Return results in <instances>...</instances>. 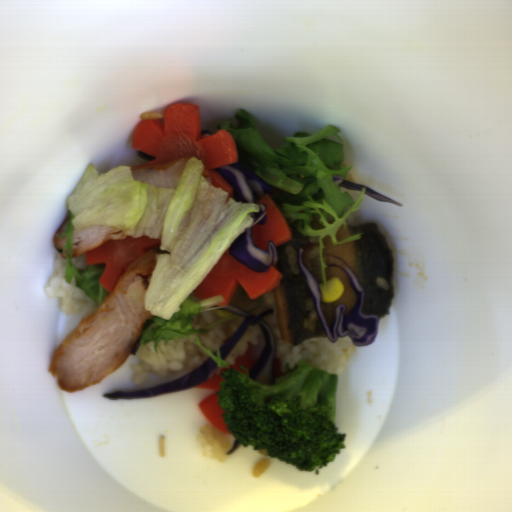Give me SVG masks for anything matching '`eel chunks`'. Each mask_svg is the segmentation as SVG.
I'll return each mask as SVG.
<instances>
[{
	"mask_svg": "<svg viewBox=\"0 0 512 512\" xmlns=\"http://www.w3.org/2000/svg\"><path fill=\"white\" fill-rule=\"evenodd\" d=\"M291 239L276 246L278 261L274 266L281 274L279 286L271 289L282 341L300 345L310 338H329L317 314L311 291L298 266V249L304 265L317 283L323 285L318 238L301 235L297 220L284 217Z\"/></svg>",
	"mask_w": 512,
	"mask_h": 512,
	"instance_id": "obj_1",
	"label": "eel chunks"
},
{
	"mask_svg": "<svg viewBox=\"0 0 512 512\" xmlns=\"http://www.w3.org/2000/svg\"><path fill=\"white\" fill-rule=\"evenodd\" d=\"M362 234L358 240L333 244L329 235L323 239L324 254L338 256L347 263L364 289L362 314L385 318L391 312L394 293V254L377 221L360 225H342L335 233L337 241Z\"/></svg>",
	"mask_w": 512,
	"mask_h": 512,
	"instance_id": "obj_2",
	"label": "eel chunks"
},
{
	"mask_svg": "<svg viewBox=\"0 0 512 512\" xmlns=\"http://www.w3.org/2000/svg\"><path fill=\"white\" fill-rule=\"evenodd\" d=\"M324 277L327 283L332 278H339L344 286V292L338 300L334 302L322 301L321 303L323 312L332 327L335 320L337 306L339 304H343L347 313L351 308H353L358 295L351 285L349 275L341 268L328 265L327 268H324Z\"/></svg>",
	"mask_w": 512,
	"mask_h": 512,
	"instance_id": "obj_3",
	"label": "eel chunks"
}]
</instances>
